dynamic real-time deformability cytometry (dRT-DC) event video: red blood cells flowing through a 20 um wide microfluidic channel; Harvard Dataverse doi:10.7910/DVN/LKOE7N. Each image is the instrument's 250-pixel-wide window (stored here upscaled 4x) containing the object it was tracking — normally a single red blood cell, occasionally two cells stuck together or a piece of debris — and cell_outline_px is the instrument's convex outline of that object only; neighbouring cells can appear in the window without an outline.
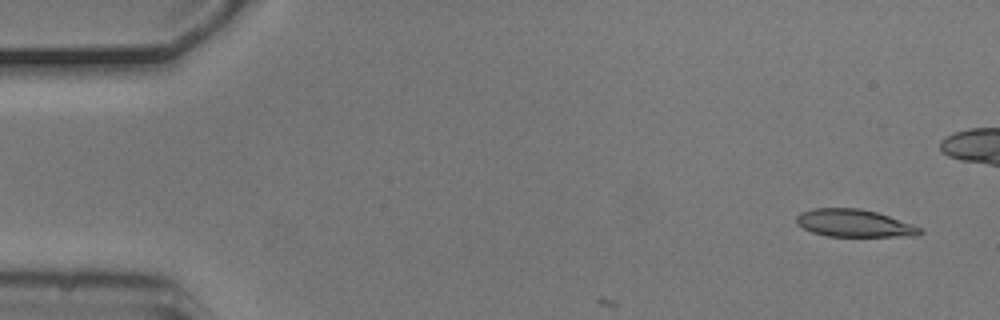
{"species": "common noctule bat (a hibernating species)", "species_latin": "Nyctalus noctula", "temperature_condition": "cold", "stored_images_in_passage": 3, "camera_frame_rate_fps": 3000, "um_per_image_px": 0.085, "animal": {"sex": "male", "body_mass_g": 20.5, "forearm_length_mm": 52.5}, "frame": {"image": 1, "passage_image": 1, "time_ms": 0.0, "image_size_px": [1000, 320], "cell_outline_px": [[924, 232], [920, 236], [824, 236], [812, 232], [796, 224], [796, 216], [800, 212], [812, 208], [860, 208], [876, 212], [924, 228]], "centroid_in_image_um": [72.62, 18.98], "position_along_channel_um": 12.4, "area_um2": 20.0}}